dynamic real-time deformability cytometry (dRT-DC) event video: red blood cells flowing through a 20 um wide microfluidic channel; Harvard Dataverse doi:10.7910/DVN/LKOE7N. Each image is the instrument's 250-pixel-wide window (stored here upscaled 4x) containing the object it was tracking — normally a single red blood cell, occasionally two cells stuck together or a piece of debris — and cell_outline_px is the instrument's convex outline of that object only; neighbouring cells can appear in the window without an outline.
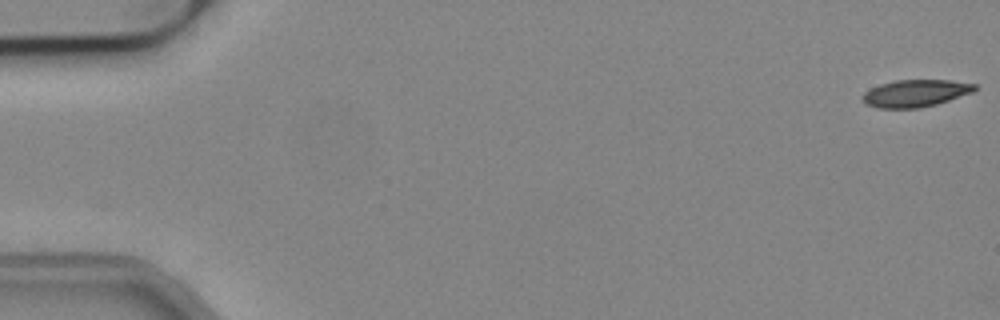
{"species": "common noctule bat (a hibernating species)", "species_latin": "Nyctalus noctula", "temperature_condition": "cold", "stored_images_in_passage": 54, "camera_frame_rate_fps": 3000, "um_per_image_px": 0.085, "animal": {"sex": "male", "body_mass_g": 19.2, "forearm_length_mm": 51.8}, "frame": {"image": 1, "passage_image": 1, "time_ms": 0.0, "image_size_px": [1000, 320], "cell_outline_px": [[976, 88], [972, 92], [936, 104], [920, 108], [880, 108], [868, 104], [864, 100], [864, 92], [880, 84], [896, 80], [952, 80], [976, 84]], "centroid_in_image_um": [77.84, 7.92], "position_along_channel_um": 7.2, "area_um2": 17.46}}
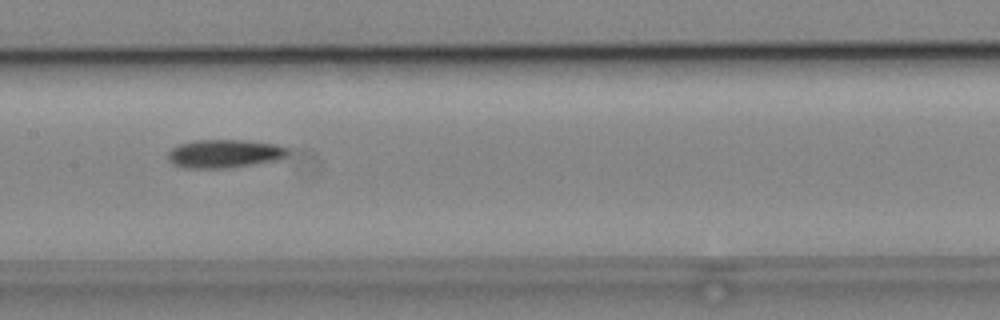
{"frame": {"image": 2, "passage_image": 27, "time_ms": 8.667, "image_size_px": [1000, 320], "cell_outline_px": [[288, 152], [284, 156], [276, 160], [228, 168], [184, 168], [172, 164], [168, 160], [168, 152], [172, 148], [180, 144], [196, 140], [240, 140], [276, 144], [288, 148]], "centroid_in_image_um": [19.03, 13.06], "position_along_channel_um": 188.4, "area_um2": 19.65}}
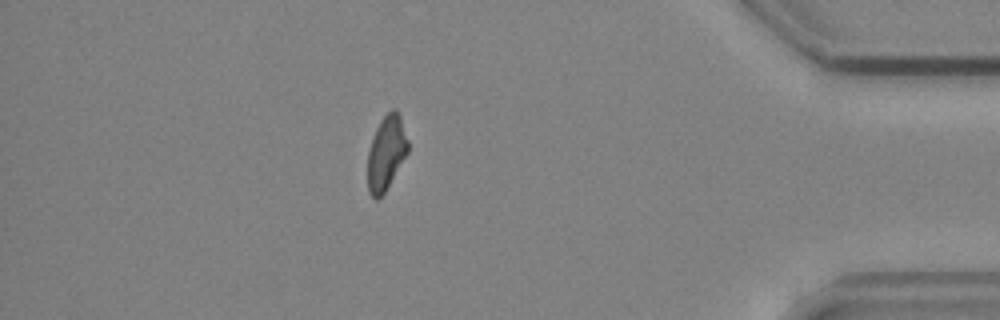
{"frame": {"image": 3, "passage_image": 47, "time_ms": 15.333, "image_size_px": [1000, 320], "cell_outline_px": [[408, 152], [384, 192], [376, 200], [368, 192], [368, 152], [372, 136], [380, 120], [392, 108], [396, 108], [400, 116], [408, 140]], "centroid_in_image_um": [32.82, 12.96], "position_along_channel_um": 402.4, "area_um2": 17.28}, "authors_computed_cell_mechanics": {"area_um2": 18.6983, "velocity_mm_per_s": 3.8597, "shape_relaxation_time_tau1_ms": null, "shape_relaxation_time_tau2_ms": 8.9797, "deformation_change_tau1": null, "deformation_change_tau2": 0.1735}}